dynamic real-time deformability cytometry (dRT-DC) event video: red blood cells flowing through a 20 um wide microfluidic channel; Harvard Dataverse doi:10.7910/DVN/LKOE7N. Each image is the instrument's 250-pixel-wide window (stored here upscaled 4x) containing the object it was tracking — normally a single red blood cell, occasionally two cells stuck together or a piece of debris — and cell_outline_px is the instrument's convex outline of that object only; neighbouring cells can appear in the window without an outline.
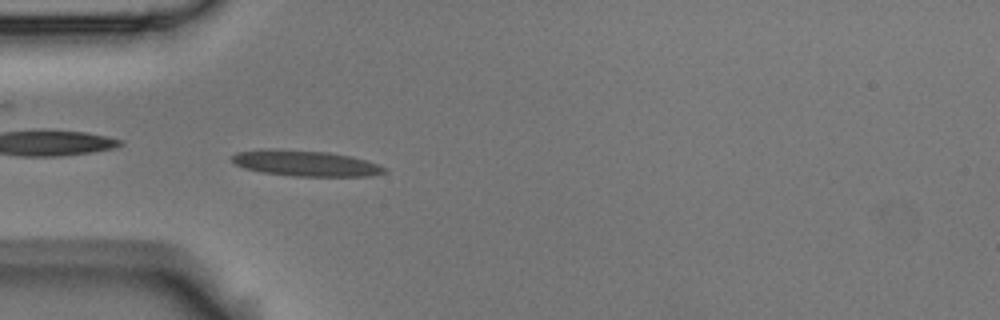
{"species": "Egyptian fruit bat (a non-hibernating species)", "species_latin": "Rousettus aegyptiacus", "temperature_condition": "room temperature", "stored_images_in_passage": 4, "camera_frame_rate_fps": 3000, "um_per_image_px": 0.085, "animal": {"sex": "male"}, "frame": {"image": 1, "passage_image": 4, "time_ms": 1.0, "image_size_px": [1000, 320], "cell_outline_px": [[388, 172], [372, 176], [292, 176], [260, 172], [244, 168], [236, 164], [232, 160], [232, 156], [236, 152], [268, 148], [276, 148], [328, 152], [352, 156], [380, 164], [388, 168]], "centroid_in_image_um": [26.01, 13.87], "position_along_channel_um": 59.0, "area_um2": 23.29}}